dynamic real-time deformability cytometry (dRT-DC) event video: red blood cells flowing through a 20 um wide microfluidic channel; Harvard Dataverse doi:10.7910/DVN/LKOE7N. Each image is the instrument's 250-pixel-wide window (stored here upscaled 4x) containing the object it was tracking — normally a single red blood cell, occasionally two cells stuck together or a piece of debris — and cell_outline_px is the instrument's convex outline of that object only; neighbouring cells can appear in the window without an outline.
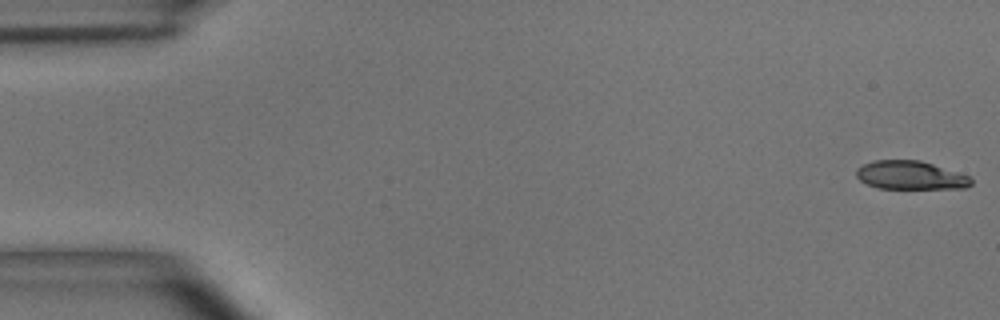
{"species": "common noctule bat (a hibernating species)", "species_latin": "Nyctalus noctula", "temperature_condition": "room temperature", "stored_images_in_passage": 55, "camera_frame_rate_fps": 3000, "um_per_image_px": 0.085, "animal": {"sex": "male", "body_mass_g": 15.6}, "frame": {"image": 1, "passage_image": 1, "time_ms": 0.0, "image_size_px": [1000, 320], "cell_outline_px": [[972, 184], [964, 188], [876, 188], [860, 180], [856, 176], [856, 168], [872, 160], [920, 160], [968, 176], [972, 180]], "centroid_in_image_um": [77.34, 14.89], "position_along_channel_um": 7.7, "area_um2": 18.84}}
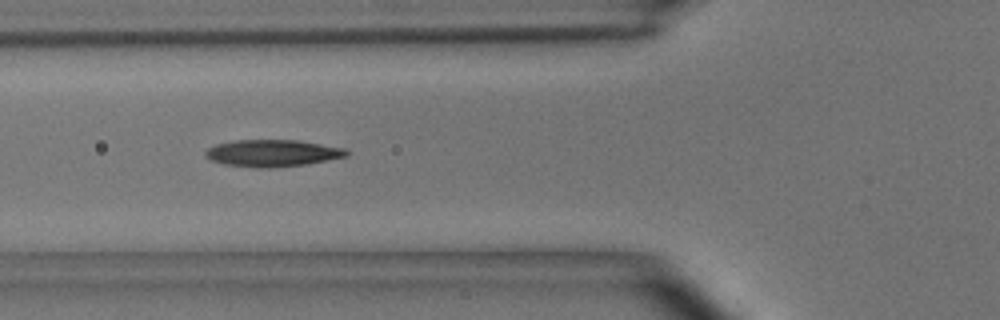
{"frame": {"image": 2, "passage_image": 20, "time_ms": 6.333, "image_size_px": [1000, 320], "cell_outline_px": [[348, 156], [304, 164], [272, 168], [256, 168], [224, 164], [212, 160], [204, 156], [204, 152], [208, 148], [216, 144], [232, 140], [300, 140], [348, 148]], "centroid_in_image_um": [23.16, 13.01], "position_along_channel_um": 102.6, "area_um2": 22.31}}
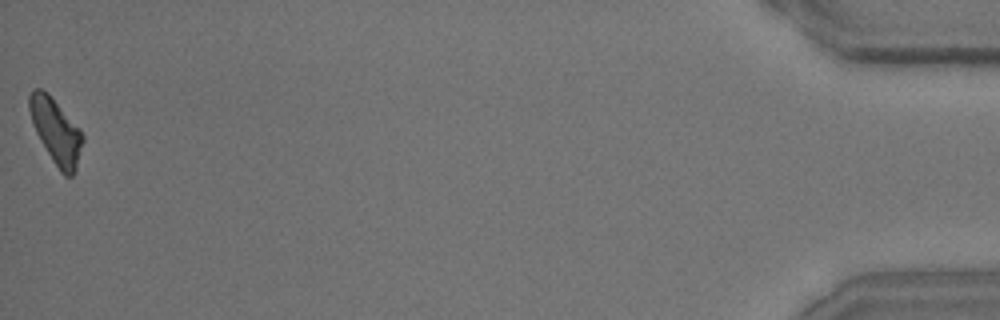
{"frame": {"image": 3, "passage_image": 55, "time_ms": 18.0, "image_size_px": [1000, 320], "cell_outline_px": [[84, 140], [76, 168], [72, 176], [64, 176], [60, 172], [52, 160], [40, 140], [32, 124], [28, 108], [28, 96], [32, 88], [40, 88], [48, 92], [80, 128], [84, 136]], "centroid_in_image_um": [4.74, 11.12], "position_along_channel_um": 430.5, "area_um2": 20.46}, "authors_computed_cell_mechanics": {"area_um2": 20.7502, "velocity_mm_per_s": 3.6272, "shape_relaxation_time_tau1_ms": 6.0719, "shape_relaxation_time_tau2_ms": 5.2759, "deformation_change_tau1": 0.1721, "deformation_change_tau2": 0.1498}}